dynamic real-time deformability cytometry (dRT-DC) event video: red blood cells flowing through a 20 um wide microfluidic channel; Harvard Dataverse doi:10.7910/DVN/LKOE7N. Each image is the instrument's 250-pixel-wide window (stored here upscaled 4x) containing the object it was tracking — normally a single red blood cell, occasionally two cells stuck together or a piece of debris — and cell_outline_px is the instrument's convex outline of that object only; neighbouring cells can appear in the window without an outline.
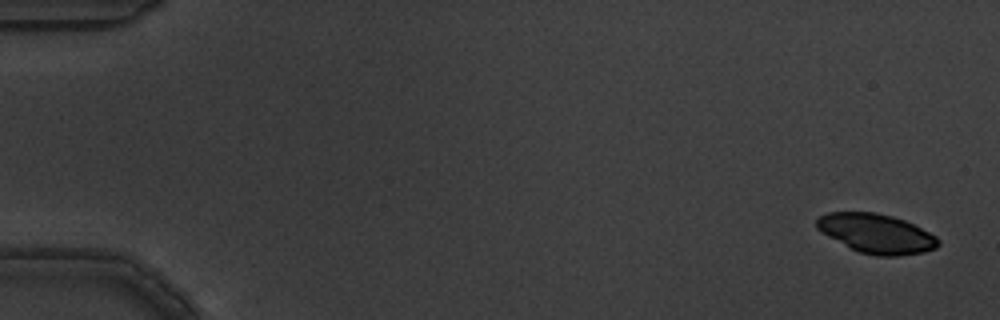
{"species": "common noctule bat (a hibernating species)", "species_latin": "Nyctalus noctula", "temperature_condition": "warm", "stored_images_in_passage": 5, "camera_frame_rate_fps": 3000, "um_per_image_px": 0.085, "animal": {"sex": "male", "body_mass_g": 19.5, "forearm_length_mm": 54.6}, "frame": {"image": 1, "passage_image": 1, "time_ms": 0.0, "image_size_px": [1000, 320], "cell_outline_px": [[940, 244], [936, 248], [924, 252], [896, 256], [876, 256], [860, 252], [828, 236], [816, 228], [816, 220], [820, 216], [828, 212], [876, 212], [892, 216], [904, 220], [936, 236], [940, 240]], "centroid_in_image_um": [74.5, 19.85], "position_along_channel_um": 10.5, "area_um2": 27.63}}
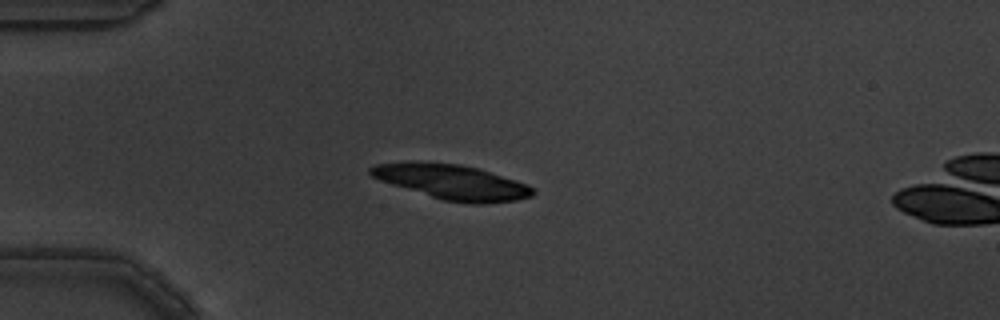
{"frame": {"image": 2, "passage_image": 4, "time_ms": 1.0, "image_size_px": [1000, 320], "cell_outline_px": [[536, 192], [532, 196], [516, 200], [484, 204], [468, 204], [444, 200], [392, 184], [380, 180], [372, 176], [368, 172], [368, 168], [376, 164], [460, 164], [480, 168], [528, 184]], "centroid_in_image_um": [38.54, 15.51], "position_along_channel_um": 46.5, "area_um2": 32.02}}